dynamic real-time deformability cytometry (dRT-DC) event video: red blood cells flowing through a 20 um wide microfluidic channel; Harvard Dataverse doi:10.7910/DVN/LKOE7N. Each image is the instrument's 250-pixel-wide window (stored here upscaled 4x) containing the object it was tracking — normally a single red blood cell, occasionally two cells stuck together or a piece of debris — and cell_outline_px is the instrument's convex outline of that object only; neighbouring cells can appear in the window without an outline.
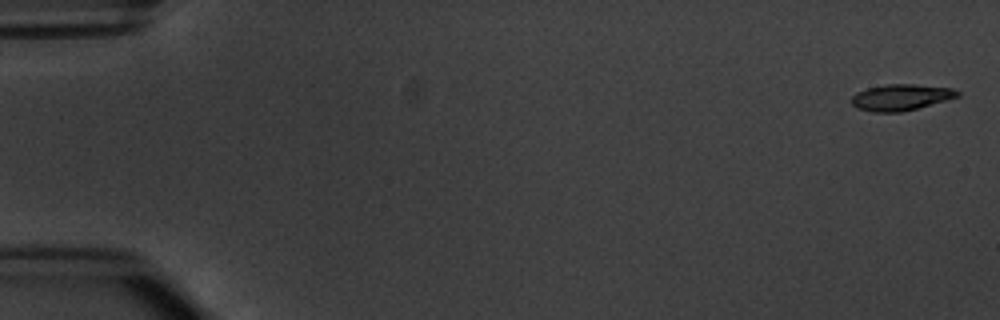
{"species": "common noctule bat (a hibernating species)", "species_latin": "Nyctalus noctula", "temperature_condition": "warm", "stored_images_in_passage": 9, "camera_frame_rate_fps": 3000, "um_per_image_px": 0.085, "animal": {"sex": "male", "body_mass_g": 20.1, "forearm_length_mm": 53.5}, "frame": {"image": 1, "passage_image": 1, "time_ms": 0.0, "image_size_px": [1000, 320], "cell_outline_px": [[960, 96], [916, 108], [900, 112], [872, 112], [856, 108], [852, 104], [852, 96], [856, 92], [868, 88], [884, 84], [912, 84], [952, 88], [960, 92]], "centroid_in_image_um": [76.54, 8.27], "position_along_channel_um": 8.5, "area_um2": 16.07}}
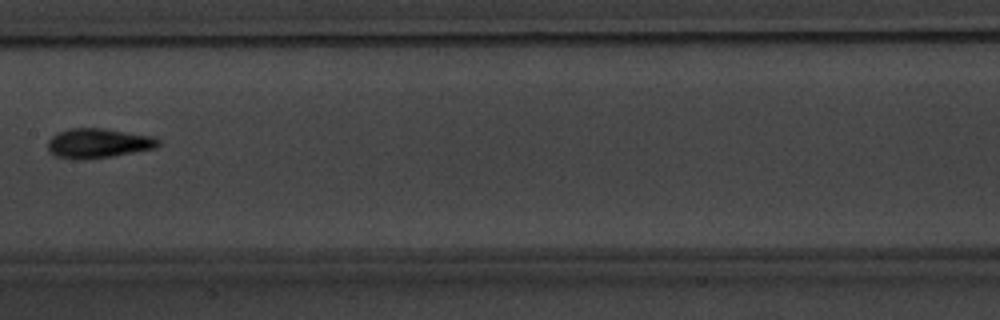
{"frame": {"image": 2, "passage_image": 8, "time_ms": 9.0, "image_size_px": [1000, 320], "cell_outline_px": [[160, 144], [156, 148], [112, 156], [88, 160], [76, 160], [56, 156], [48, 152], [48, 140], [56, 132], [68, 128], [104, 128], [152, 136], [160, 140]], "centroid_in_image_um": [8.31, 12.18], "position_along_channel_um": 199.1, "area_um2": 19.36}}